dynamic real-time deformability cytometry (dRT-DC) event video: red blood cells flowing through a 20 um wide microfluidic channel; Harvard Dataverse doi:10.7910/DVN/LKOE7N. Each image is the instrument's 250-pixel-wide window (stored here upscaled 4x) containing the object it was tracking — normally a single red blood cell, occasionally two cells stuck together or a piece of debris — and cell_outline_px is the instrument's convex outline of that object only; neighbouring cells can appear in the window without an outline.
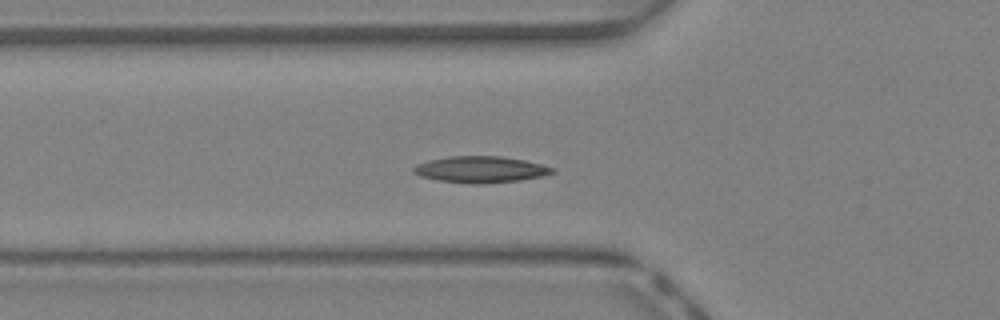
{"species": "Egyptian fruit bat (a non-hibernating species)", "species_latin": "Rousettus aegyptiacus", "temperature_condition": "warm", "stored_images_in_passage": 32, "camera_frame_rate_fps": 3000, "um_per_image_px": 0.085, "animal": {"sex": "female"}, "frame": {"image": 1, "passage_image": 3, "time_ms": 0.667, "image_size_px": [1000, 320], "cell_outline_px": [[556, 172], [544, 176], [520, 180], [476, 184], [472, 184], [440, 180], [420, 176], [412, 172], [412, 168], [416, 164], [428, 160], [448, 156], [500, 156], [524, 160], [556, 168]], "centroid_in_image_um": [40.85, 14.4], "position_along_channel_um": 84.9, "area_um2": 21.39}}
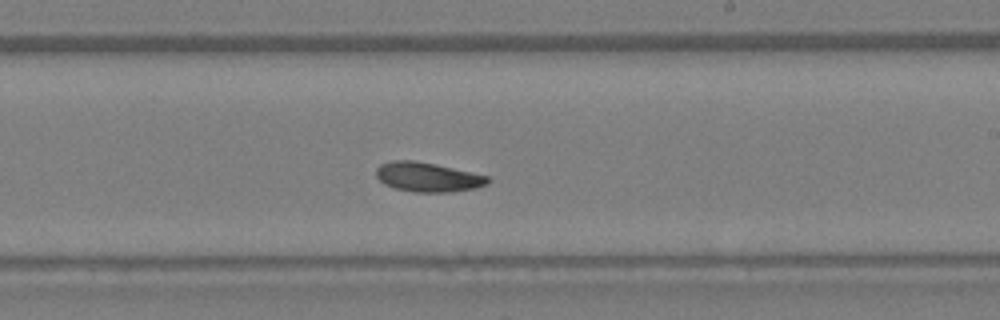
{"frame": {"image": 2, "passage_image": 14, "time_ms": 4.333, "image_size_px": [1000, 320], "cell_outline_px": [[492, 180], [488, 184], [476, 188], [452, 192], [412, 192], [392, 188], [384, 184], [376, 176], [376, 168], [380, 164], [392, 160], [412, 160], [436, 164], [472, 172], [488, 176]], "centroid_in_image_um": [36.36, 15.06], "position_along_channel_um": 252.6, "area_um2": 19.42}}
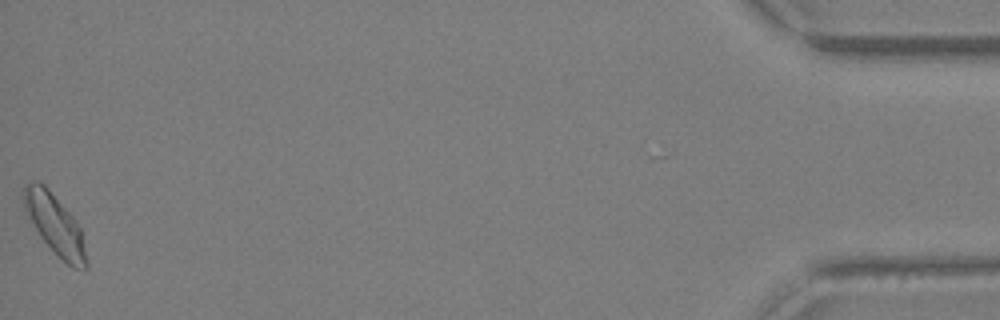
{"frame": {"image": 3, "passage_image": 32, "time_ms": 10.333, "image_size_px": [1000, 320], "cell_outline_px": [[88, 268], [72, 268], [40, 236], [24, 212], [24, 184], [36, 180], [44, 184], [48, 188], [76, 220], [80, 228], [88, 264]], "centroid_in_image_um": [4.65, 19.04], "position_along_channel_um": 430.5, "area_um2": 21.5}, "authors_computed_cell_mechanics": {"area_um2": 19.1896, "velocity_mm_per_s": 4.578, "shape_relaxation_time_tau1_ms": 5.7276, "shape_relaxation_time_tau2_ms": 5.0283, "deformation_change_tau1": 0.1396, "deformation_change_tau2": 0.104}}